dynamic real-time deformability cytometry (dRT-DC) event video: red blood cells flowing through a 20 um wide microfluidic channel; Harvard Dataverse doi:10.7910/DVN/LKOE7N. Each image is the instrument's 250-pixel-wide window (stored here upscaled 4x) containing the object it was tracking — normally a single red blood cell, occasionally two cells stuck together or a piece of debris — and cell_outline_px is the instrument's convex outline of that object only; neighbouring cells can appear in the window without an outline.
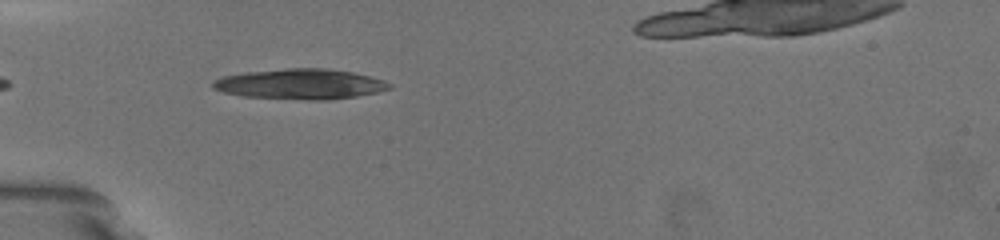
{"species": "common noctule bat (a hibernating species)", "species_latin": "Nyctalus noctula", "temperature_condition": "warm", "stored_images_in_passage": 29, "camera_frame_rate_fps": 3000, "um_per_image_px": 0.085, "animal": {"sex": "female", "body_mass_g": 19.5, "forearm_length_mm": 54.1}, "frame": {"image": 1, "passage_image": 1, "time_ms": 0.0, "image_size_px": [1000, 240], "cell_outline_px": [[392, 88], [376, 92], [356, 96], [328, 100], [308, 100], [244, 96], [224, 92], [212, 88], [212, 80], [224, 76], [244, 72], [284, 68], [328, 68], [352, 72], [384, 80], [392, 84]], "centroid_in_image_um": [25.52, 7.14], "position_along_channel_um": 59.5, "area_um2": 31.21}}